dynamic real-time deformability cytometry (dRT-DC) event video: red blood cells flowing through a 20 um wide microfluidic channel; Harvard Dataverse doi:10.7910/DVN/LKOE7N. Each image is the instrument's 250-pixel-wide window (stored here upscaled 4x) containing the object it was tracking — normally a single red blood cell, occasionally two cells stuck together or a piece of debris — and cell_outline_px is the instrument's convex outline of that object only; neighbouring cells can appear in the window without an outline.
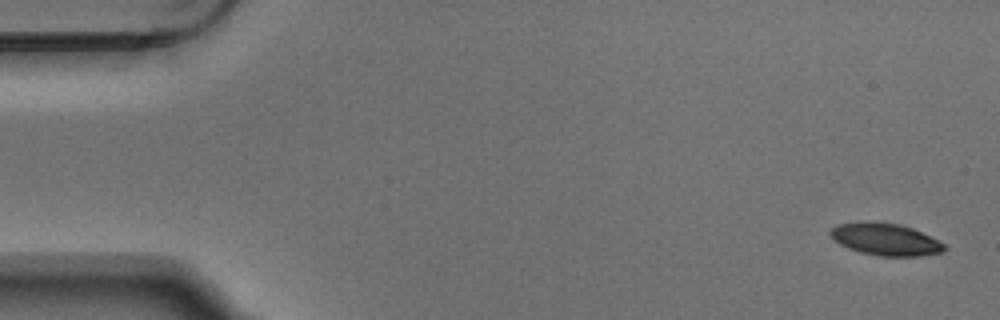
{"species": "Egyptian fruit bat (a non-hibernating species)", "species_latin": "Rousettus aegyptiacus", "temperature_condition": "warm", "stored_images_in_passage": 5, "camera_frame_rate_fps": 3000, "um_per_image_px": 0.085, "animal": {"sex": "male"}, "frame": {"image": 1, "passage_image": 1, "time_ms": 0.0, "image_size_px": [1000, 320], "cell_outline_px": [[948, 248], [944, 252], [920, 256], [880, 256], [860, 252], [848, 248], [840, 244], [828, 232], [836, 224], [860, 220], [868, 220], [896, 224], [912, 228], [944, 244]], "centroid_in_image_um": [75.23, 20.33], "position_along_channel_um": 9.8, "area_um2": 21.39}}
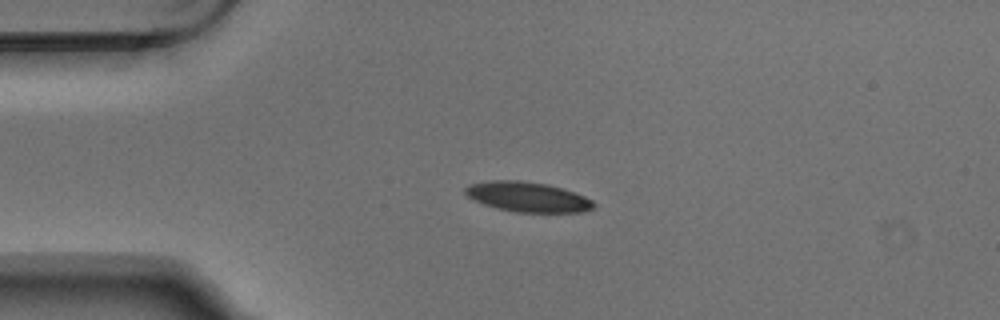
{"frame": {"image": 2, "passage_image": 4, "time_ms": 1.0, "image_size_px": [1000, 320], "cell_outline_px": [[596, 204], [592, 208], [584, 212], [516, 212], [496, 208], [472, 200], [464, 192], [464, 188], [472, 184], [488, 180], [520, 180], [548, 184], [564, 188], [584, 196], [592, 200]], "centroid_in_image_um": [44.85, 16.73], "position_along_channel_um": 40.2, "area_um2": 22.54}}